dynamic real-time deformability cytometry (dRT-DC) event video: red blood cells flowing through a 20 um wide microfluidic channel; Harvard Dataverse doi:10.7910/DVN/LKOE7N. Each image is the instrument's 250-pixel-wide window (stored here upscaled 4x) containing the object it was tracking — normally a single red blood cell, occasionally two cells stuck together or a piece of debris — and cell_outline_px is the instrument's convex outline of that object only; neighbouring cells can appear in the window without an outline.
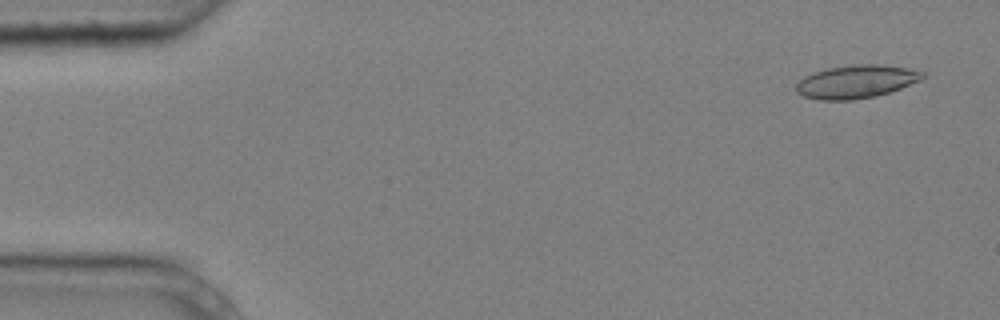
{"species": "common noctule bat (a hibernating species)", "species_latin": "Nyctalus noctula", "temperature_condition": "cold", "stored_images_in_passage": 4, "camera_frame_rate_fps": 3000, "um_per_image_px": 0.085, "animal": {"sex": "male", "body_mass_g": 20.4}, "frame": {"image": 1, "passage_image": 1, "time_ms": 0.0, "image_size_px": [1000, 320], "cell_outline_px": [[924, 76], [920, 80], [900, 88], [876, 96], [852, 100], [820, 100], [804, 96], [796, 92], [796, 84], [804, 76], [812, 72], [828, 68], [856, 64], [880, 64], [904, 68], [924, 72]], "centroid_in_image_um": [72.73, 6.94], "position_along_channel_um": 12.3, "area_um2": 24.22}}